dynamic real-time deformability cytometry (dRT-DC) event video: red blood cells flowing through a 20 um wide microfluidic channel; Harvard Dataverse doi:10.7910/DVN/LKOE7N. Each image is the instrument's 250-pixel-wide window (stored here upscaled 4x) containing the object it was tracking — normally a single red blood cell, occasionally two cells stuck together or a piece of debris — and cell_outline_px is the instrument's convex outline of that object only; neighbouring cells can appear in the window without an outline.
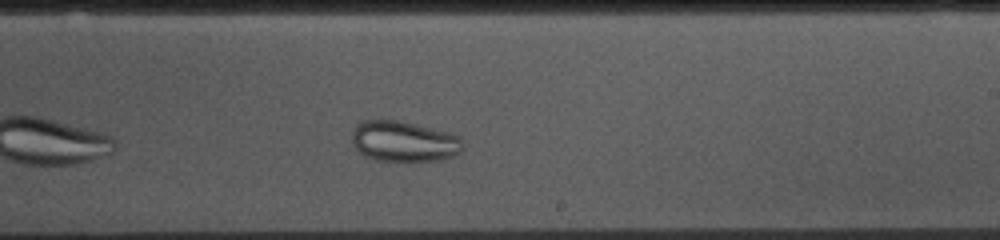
{"species": "common noctule bat (a hibernating species)", "species_latin": "Nyctalus noctula", "temperature_condition": "cold", "stored_images_in_passage": 32, "camera_frame_rate_fps": 3000, "um_per_image_px": 0.085, "animal": {"sex": "female", "body_mass_g": 10.0, "forearm_length_mm": 53.1}, "frame": {"image": 1, "passage_image": 19, "time_ms": 6.0, "image_size_px": [1000, 240], "cell_outline_px": [[464, 144], [460, 152], [452, 156], [440, 160], [376, 160], [364, 156], [352, 144], [352, 132], [356, 124], [360, 120], [400, 120], [448, 132], [460, 136], [464, 140]], "centroid_in_image_um": [34.33, 12.0], "position_along_channel_um": 254.7, "area_um2": 26.36}}